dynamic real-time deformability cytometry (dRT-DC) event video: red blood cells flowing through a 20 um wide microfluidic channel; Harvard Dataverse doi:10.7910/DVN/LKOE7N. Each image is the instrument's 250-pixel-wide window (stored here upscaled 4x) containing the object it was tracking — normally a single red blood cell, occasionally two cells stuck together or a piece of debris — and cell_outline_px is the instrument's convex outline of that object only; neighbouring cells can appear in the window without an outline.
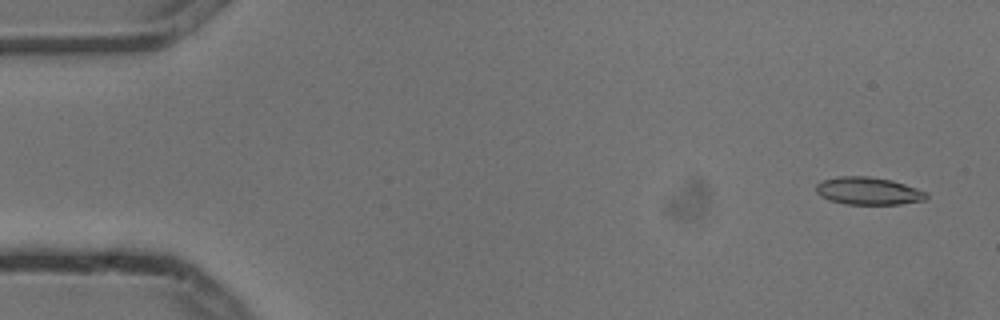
{"species": "common noctule bat (a hibernating species)", "species_latin": "Nyctalus noctula", "temperature_condition": "cold", "stored_images_in_passage": 4, "camera_frame_rate_fps": 3000, "um_per_image_px": 0.085, "animal": {"sex": "male", "body_mass_g": 13.3}, "frame": {"image": 1, "passage_image": 1, "time_ms": 0.0, "image_size_px": [1000, 320], "cell_outline_px": [[928, 196], [924, 200], [900, 204], [844, 204], [828, 200], [820, 196], [816, 192], [816, 184], [824, 180], [836, 176], [868, 176], [892, 180], [916, 188], [924, 192]], "centroid_in_image_um": [73.76, 16.23], "position_along_channel_um": 11.2, "area_um2": 17.69}}